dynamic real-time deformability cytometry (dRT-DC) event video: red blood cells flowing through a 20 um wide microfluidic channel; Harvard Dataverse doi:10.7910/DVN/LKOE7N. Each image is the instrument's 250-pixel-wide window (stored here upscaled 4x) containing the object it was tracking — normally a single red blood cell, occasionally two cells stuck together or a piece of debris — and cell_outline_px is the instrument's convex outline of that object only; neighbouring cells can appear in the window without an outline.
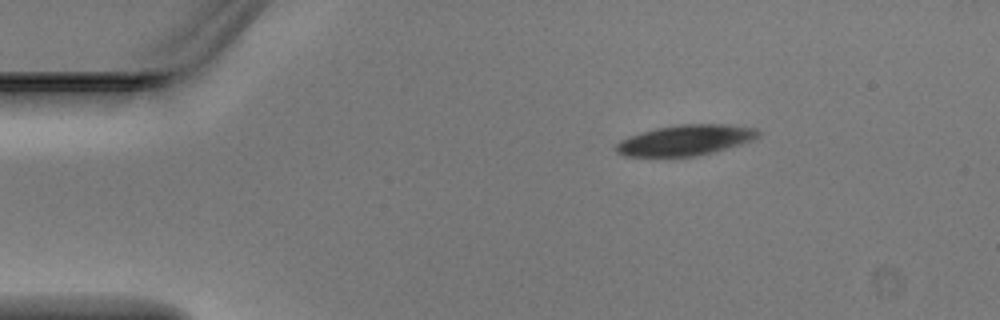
{"species": "Egyptian fruit bat (a non-hibernating species)", "species_latin": "Rousettus aegyptiacus", "temperature_condition": "warm", "stored_images_in_passage": 2, "camera_frame_rate_fps": 3000, "um_per_image_px": 0.085, "animal": {"sex": "male"}, "frame": {"image": 1, "passage_image": 1, "time_ms": 0.0, "image_size_px": [1000, 320], "cell_outline_px": [[760, 136], [752, 140], [740, 144], [712, 152], [696, 156], [624, 156], [616, 152], [616, 144], [620, 140], [628, 136], [640, 132], [656, 128], [676, 124], [732, 124], [756, 128], [760, 132]], "centroid_in_image_um": [58.26, 11.9], "position_along_channel_um": 26.7, "area_um2": 25.37}}